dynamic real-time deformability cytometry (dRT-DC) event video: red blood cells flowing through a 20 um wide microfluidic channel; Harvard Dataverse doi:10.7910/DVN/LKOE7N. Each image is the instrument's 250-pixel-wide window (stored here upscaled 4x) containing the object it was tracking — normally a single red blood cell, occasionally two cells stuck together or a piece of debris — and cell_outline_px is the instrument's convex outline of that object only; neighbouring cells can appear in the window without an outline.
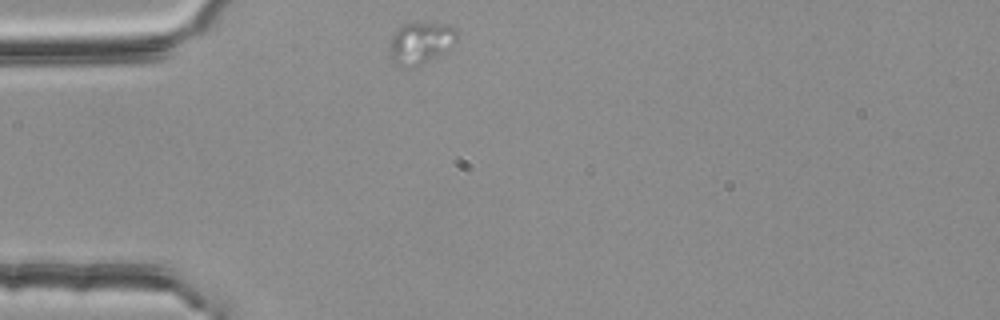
{"species": "common noctule bat (a hibernating species)", "species_latin": "Nyctalus noctula", "temperature_condition": "room temperature", "stored_images_in_passage": 12, "camera_frame_rate_fps": 3000, "um_per_image_px": 0.085, "animal": {"sex": "female", "body_mass_g": 25.1}, "frame": {"image": 1, "passage_image": 1, "time_ms": 0.0, "image_size_px": [1000, 320], "cell_outline_px": [[460, 32], [456, 40], [444, 52], [412, 68], [404, 68], [396, 64], [392, 60], [388, 52], [388, 48], [392, 36], [404, 24], [448, 24], [456, 28]], "centroid_in_image_um": [35.75, 3.67], "position_along_channel_um": 49.3, "area_um2": 16.24}}